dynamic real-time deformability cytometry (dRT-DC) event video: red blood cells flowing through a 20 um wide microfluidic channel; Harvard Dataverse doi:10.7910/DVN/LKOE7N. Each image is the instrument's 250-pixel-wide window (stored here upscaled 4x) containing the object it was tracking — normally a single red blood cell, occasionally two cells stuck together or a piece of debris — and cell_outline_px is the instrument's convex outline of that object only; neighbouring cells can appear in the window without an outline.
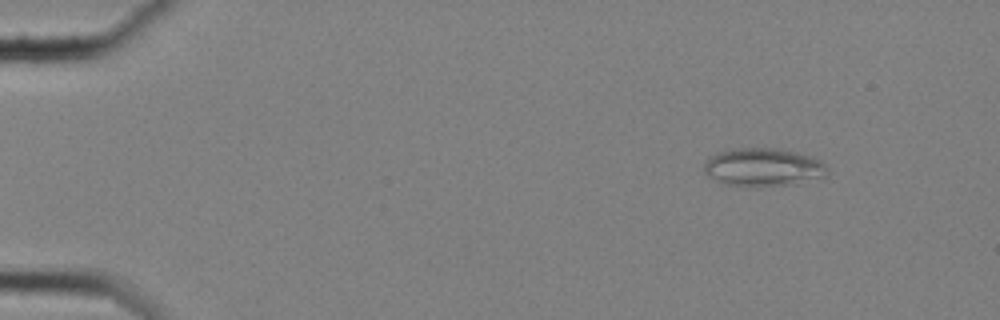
{"species": "common noctule bat (a hibernating species)", "species_latin": "Nyctalus noctula", "temperature_condition": "cold", "stored_images_in_passage": 52, "camera_frame_rate_fps": 3000, "um_per_image_px": 0.085, "animal": {"sex": "female", "body_mass_g": 25.1}, "frame": {"image": 1, "passage_image": 1, "time_ms": 0.0, "image_size_px": [1000, 320], "cell_outline_px": [[828, 168], [824, 176], [792, 184], [760, 188], [748, 188], [724, 184], [708, 176], [704, 172], [704, 164], [716, 152], [732, 148], [776, 148], [796, 152], [820, 160]], "centroid_in_image_um": [64.82, 14.24], "position_along_channel_um": 20.2, "area_um2": 27.69}}
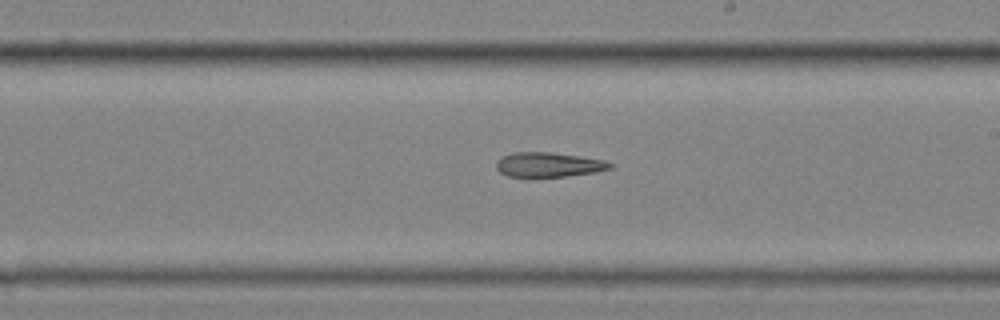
{"frame": {"image": 2, "passage_image": 29, "time_ms": 9.333, "image_size_px": [1000, 320], "cell_outline_px": [[612, 168], [596, 172], [532, 180], [508, 176], [500, 172], [496, 168], [496, 160], [512, 152], [548, 152], [580, 156], [604, 160], [612, 164]], "centroid_in_image_um": [46.56, 14.04], "position_along_channel_um": 242.4, "area_um2": 16.94}}
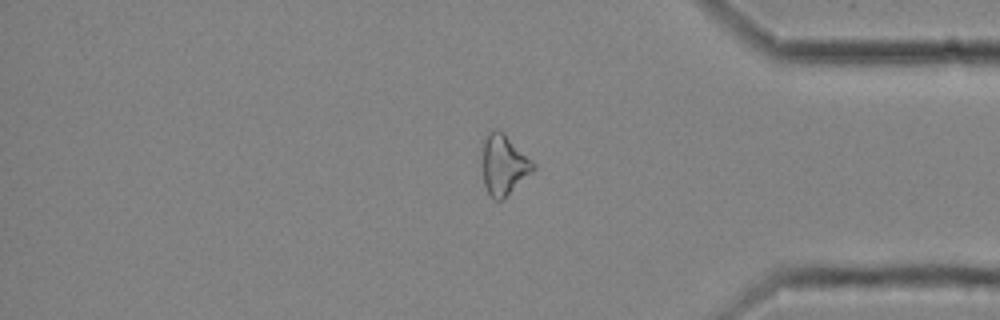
{"frame": {"image": 3, "passage_image": 43, "time_ms": 14.0, "image_size_px": [1000, 320], "cell_outline_px": [[536, 168], [504, 200], [492, 200], [484, 184], [484, 136], [488, 132], [496, 128], [504, 132], [536, 164]], "centroid_in_image_um": [42.85, 14.02], "position_along_channel_um": 392.3, "area_um2": 17.86}}